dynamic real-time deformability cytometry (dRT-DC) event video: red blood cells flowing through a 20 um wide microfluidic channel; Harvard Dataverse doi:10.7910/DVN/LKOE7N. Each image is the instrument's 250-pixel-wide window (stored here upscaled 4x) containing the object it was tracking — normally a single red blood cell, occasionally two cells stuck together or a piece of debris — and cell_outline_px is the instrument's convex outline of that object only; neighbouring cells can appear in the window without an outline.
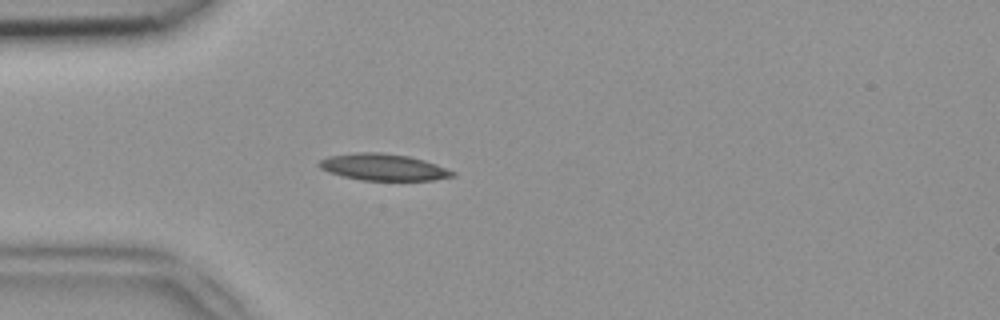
{"species": "common noctule bat (a hibernating species)", "species_latin": "Nyctalus noctula", "temperature_condition": "room temperature", "stored_images_in_passage": 39, "camera_frame_rate_fps": 3000, "um_per_image_px": 0.085, "animal": {"sex": "female", "body_mass_g": 18.4}, "frame": {"image": 1, "passage_image": 4, "time_ms": 1.0, "image_size_px": [1000, 320], "cell_outline_px": [[456, 176], [432, 180], [360, 180], [328, 172], [320, 168], [316, 164], [320, 160], [328, 156], [356, 152], [380, 152], [408, 156], [424, 160], [436, 164], [456, 172]], "centroid_in_image_um": [32.57, 14.2], "position_along_channel_um": 52.4, "area_um2": 20.75}}
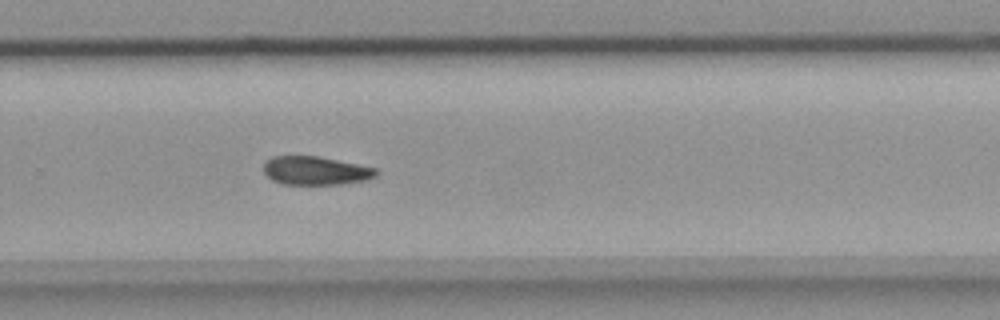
{"frame": {"image": 2, "passage_image": 23, "time_ms": 7.333, "image_size_px": [1000, 320], "cell_outline_px": [[376, 176], [368, 180], [340, 184], [280, 184], [272, 180], [264, 172], [264, 160], [272, 156], [316, 156], [376, 168]], "centroid_in_image_um": [26.78, 14.51], "position_along_channel_um": 303.0, "area_um2": 18.61}}
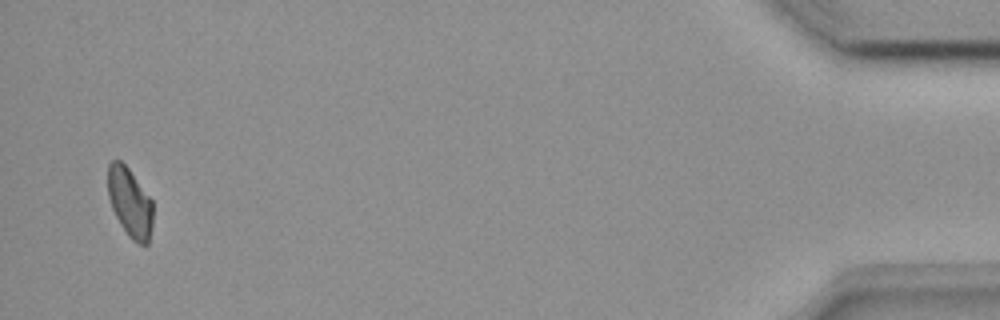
{"frame": {"image": 3, "passage_image": 38, "time_ms": 12.333, "image_size_px": [1000, 320], "cell_outline_px": [[152, 228], [148, 244], [144, 248], [132, 240], [128, 236], [120, 224], [112, 208], [108, 196], [108, 164], [112, 160], [120, 160], [128, 168], [152, 200]], "centroid_in_image_um": [11.05, 17.26], "position_along_channel_um": 424.2, "area_um2": 18.26}}